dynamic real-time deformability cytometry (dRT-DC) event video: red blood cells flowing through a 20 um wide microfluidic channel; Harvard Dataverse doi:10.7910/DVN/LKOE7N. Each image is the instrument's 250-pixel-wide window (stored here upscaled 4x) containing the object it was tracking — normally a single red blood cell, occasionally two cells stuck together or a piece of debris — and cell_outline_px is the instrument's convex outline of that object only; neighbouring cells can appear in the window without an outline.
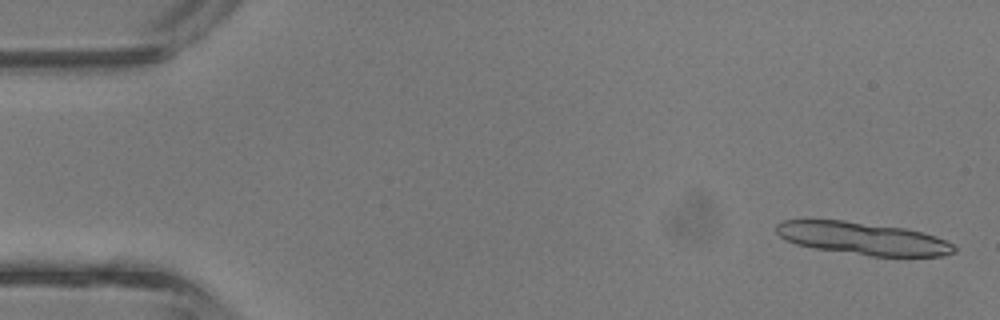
{"species": "common noctule bat (a hibernating species)", "species_latin": "Nyctalus noctula", "temperature_condition": "room temperature", "stored_images_in_passage": 41, "camera_frame_rate_fps": 3000, "um_per_image_px": 0.085, "animal": {"sex": "male", "body_mass_g": 13.3}, "frame": {"image": 1, "passage_image": 1, "time_ms": 0.0, "image_size_px": [1000, 320], "cell_outline_px": [[956, 252], [940, 256], [872, 256], [812, 248], [796, 244], [784, 240], [776, 232], [776, 224], [784, 220], [844, 220], [904, 228], [924, 232], [936, 236], [952, 244], [956, 248]], "centroid_in_image_um": [73.32, 20.27], "position_along_channel_um": 11.7, "area_um2": 33.76}}
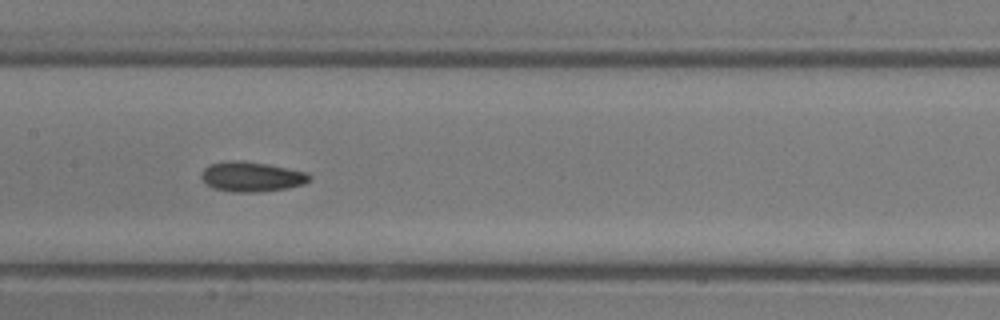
{"frame": {"image": 2, "passage_image": 20, "time_ms": 6.333, "image_size_px": [1000, 320], "cell_outline_px": [[312, 180], [304, 184], [288, 188], [260, 192], [232, 192], [212, 188], [200, 176], [200, 172], [208, 164], [228, 160], [244, 160], [268, 164], [308, 172], [312, 176]], "centroid_in_image_um": [21.4, 15.01], "position_along_channel_um": 186.0, "area_um2": 19.25}}
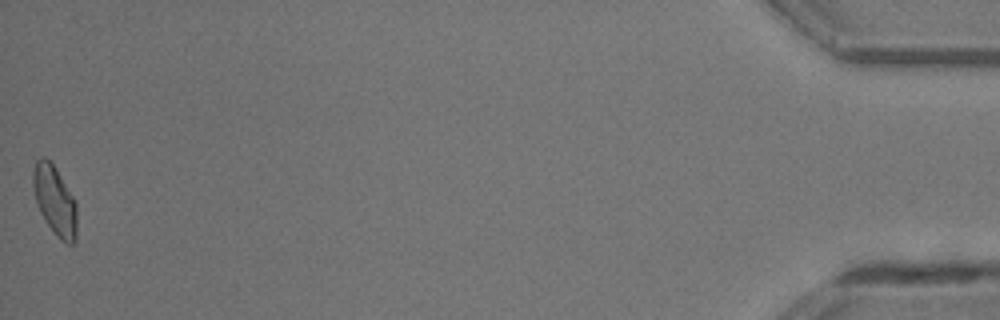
{"frame": {"image": 3, "passage_image": 41, "time_ms": 13.333, "image_size_px": [1000, 320], "cell_outline_px": [[76, 240], [72, 244], [68, 244], [60, 240], [56, 236], [40, 212], [36, 204], [32, 184], [32, 172], [36, 160], [40, 156], [44, 156], [56, 168], [76, 200]], "centroid_in_image_um": [4.65, 17.03], "position_along_channel_um": 430.6, "area_um2": 17.92}, "authors_computed_cell_mechanics": {"area_um2": 18.5538, "velocity_mm_per_s": 4.9788, "shape_relaxation_time_tau1_ms": 4.4351, "shape_relaxation_time_tau2_ms": 1.9077, "deformation_change_tau1": 0.1112, "deformation_change_tau2": 0.0768}}